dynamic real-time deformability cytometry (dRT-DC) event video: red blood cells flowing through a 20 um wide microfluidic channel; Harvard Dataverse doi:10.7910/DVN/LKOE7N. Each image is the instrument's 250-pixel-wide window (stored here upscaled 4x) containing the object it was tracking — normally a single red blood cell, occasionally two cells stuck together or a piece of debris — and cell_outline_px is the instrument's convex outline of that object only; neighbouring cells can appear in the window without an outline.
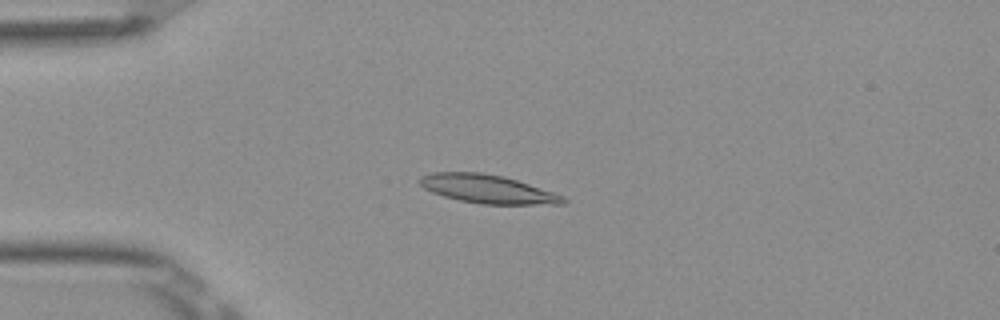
{"species": "Egyptian fruit bat (a non-hibernating species)", "species_latin": "Rousettus aegyptiacus", "temperature_condition": "room temperature", "stored_images_in_passage": 51, "camera_frame_rate_fps": 3000, "um_per_image_px": 0.085, "frame": {"image": 1, "passage_image": 12, "time_ms": 3.667, "image_size_px": [1000, 320], "cell_outline_px": [[568, 200], [564, 204], [480, 204], [460, 200], [444, 196], [432, 192], [424, 188], [416, 180], [420, 176], [432, 172], [480, 172], [504, 176], [564, 196]], "centroid_in_image_um": [41.4, 16.06], "position_along_channel_um": 43.6, "area_um2": 23.76}}
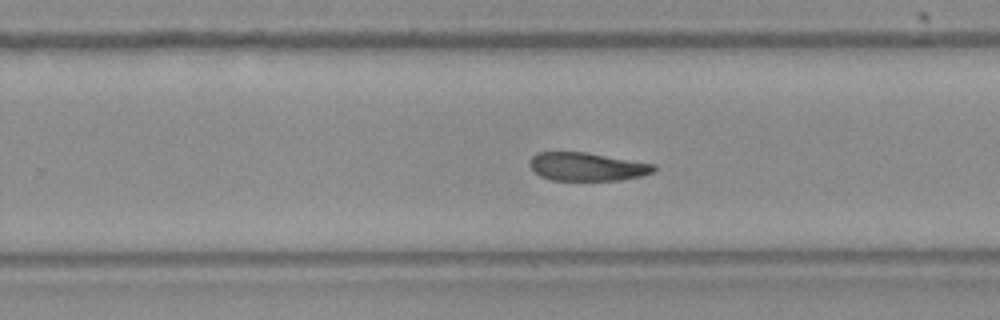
{"frame": {"image": 2, "passage_image": 32, "time_ms": 10.333, "image_size_px": [1000, 320], "cell_outline_px": [[656, 168], [652, 172], [640, 176], [620, 180], [552, 180], [540, 176], [528, 164], [528, 160], [536, 152], [584, 152], [656, 164]], "centroid_in_image_um": [49.86, 14.16], "position_along_channel_um": 279.9, "area_um2": 20.4}}
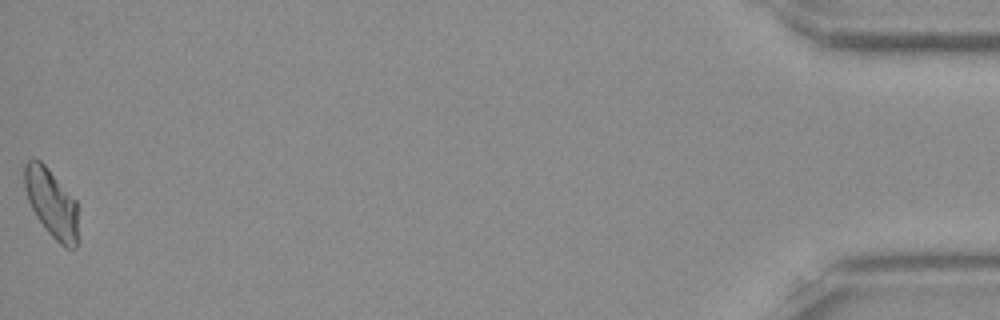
{"frame": {"image": 3, "passage_image": 51, "time_ms": 16.667, "image_size_px": [1000, 320], "cell_outline_px": [[80, 240], [76, 248], [64, 248], [44, 228], [36, 216], [28, 200], [24, 184], [24, 164], [32, 156], [36, 156], [48, 168], [76, 200]], "centroid_in_image_um": [4.41, 17.28], "position_along_channel_um": 430.8, "area_um2": 21.96}, "authors_computed_cell_mechanics": {"area_um2": 22.0218, "velocity_mm_per_s": 3.8933, "shape_relaxation_time_tau1_ms": 4.2668, "shape_relaxation_time_tau2_ms": 4.2695, "deformation_change_tau1": 0.1339, "deformation_change_tau2": 0.1186}}